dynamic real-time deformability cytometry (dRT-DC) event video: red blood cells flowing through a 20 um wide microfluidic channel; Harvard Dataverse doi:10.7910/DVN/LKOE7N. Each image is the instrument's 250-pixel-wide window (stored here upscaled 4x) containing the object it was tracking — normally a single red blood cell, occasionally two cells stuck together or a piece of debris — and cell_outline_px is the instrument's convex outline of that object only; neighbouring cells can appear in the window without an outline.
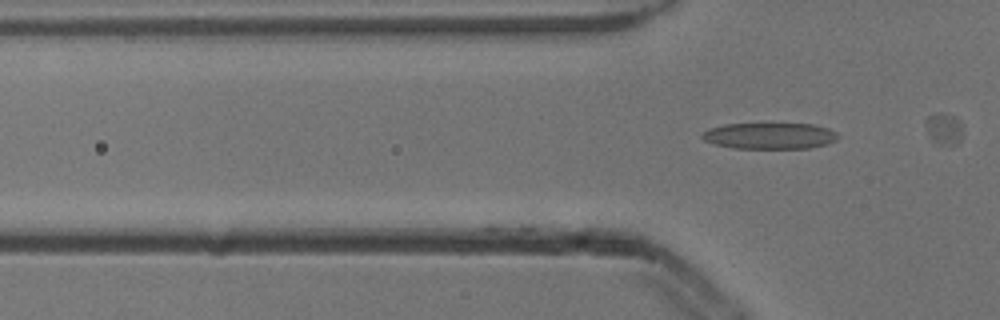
{"species": "common noctule bat (a hibernating species)", "species_latin": "Nyctalus noctula", "temperature_condition": "cold", "stored_images_in_passage": 4, "camera_frame_rate_fps": 3000, "um_per_image_px": 0.085, "animal": {"sex": "male", "body_mass_g": 13.3}, "frame": {"image": 1, "passage_image": 4, "time_ms": 1.0, "image_size_px": [1000, 320], "cell_outline_px": [[840, 136], [836, 140], [828, 144], [808, 148], [732, 148], [716, 144], [704, 140], [700, 136], [708, 128], [724, 124], [768, 120], [812, 124], [828, 128], [836, 132]], "centroid_in_image_um": [65.43, 11.48], "position_along_channel_um": 60.4, "area_um2": 22.02}}